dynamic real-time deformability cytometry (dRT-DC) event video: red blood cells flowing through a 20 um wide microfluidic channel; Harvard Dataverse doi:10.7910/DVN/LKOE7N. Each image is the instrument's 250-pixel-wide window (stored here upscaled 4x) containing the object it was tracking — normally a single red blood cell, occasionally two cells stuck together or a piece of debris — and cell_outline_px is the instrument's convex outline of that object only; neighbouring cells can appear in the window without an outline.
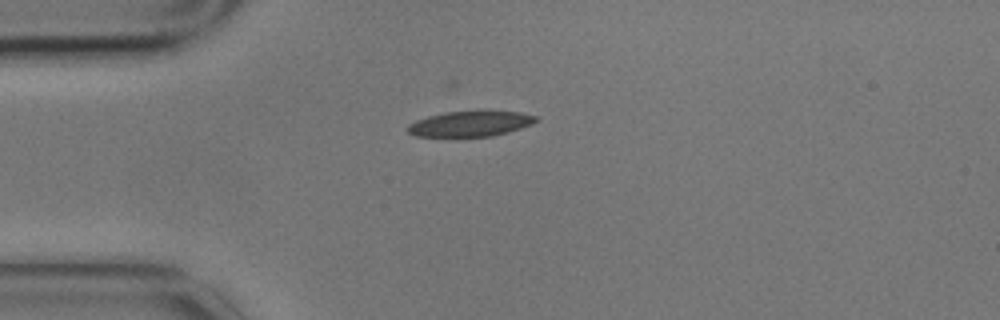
{"species": "common noctule bat (a hibernating species)", "species_latin": "Nyctalus noctula", "temperature_condition": "cold", "stored_images_in_passage": 6, "camera_frame_rate_fps": 3000, "um_per_image_px": 0.085, "animal": {"sex": "male", "body_mass_g": 17.9}, "frame": {"image": 1, "passage_image": 1, "time_ms": 0.0, "image_size_px": [1000, 320], "cell_outline_px": [[540, 120], [532, 124], [508, 132], [492, 136], [416, 136], [408, 132], [408, 124], [416, 120], [428, 116], [444, 112], [480, 108], [520, 112], [540, 116]], "centroid_in_image_um": [40.06, 10.46], "position_along_channel_um": 44.9, "area_um2": 19.83}}
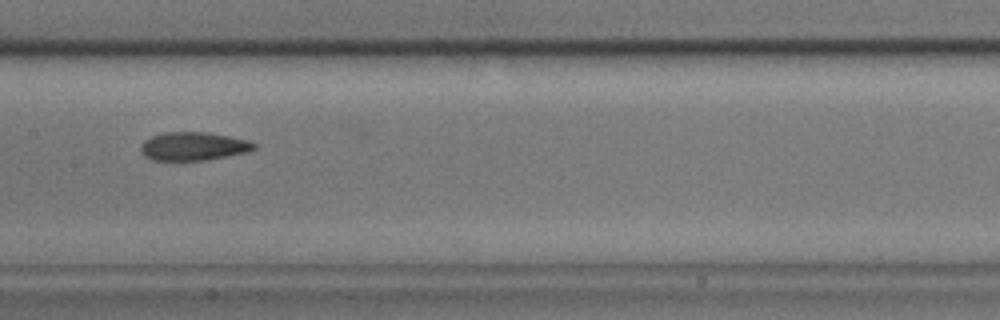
{"frame": {"image": 2, "passage_image": 5, "time_ms": 1.333, "image_size_px": [1000, 320], "cell_outline_px": [[256, 148], [248, 152], [204, 160], [152, 160], [144, 156], [140, 152], [140, 144], [144, 140], [152, 136], [164, 132], [204, 132], [228, 136], [248, 140], [256, 144]], "centroid_in_image_um": [16.4, 12.43], "position_along_channel_um": 191.0, "area_um2": 18.73}}